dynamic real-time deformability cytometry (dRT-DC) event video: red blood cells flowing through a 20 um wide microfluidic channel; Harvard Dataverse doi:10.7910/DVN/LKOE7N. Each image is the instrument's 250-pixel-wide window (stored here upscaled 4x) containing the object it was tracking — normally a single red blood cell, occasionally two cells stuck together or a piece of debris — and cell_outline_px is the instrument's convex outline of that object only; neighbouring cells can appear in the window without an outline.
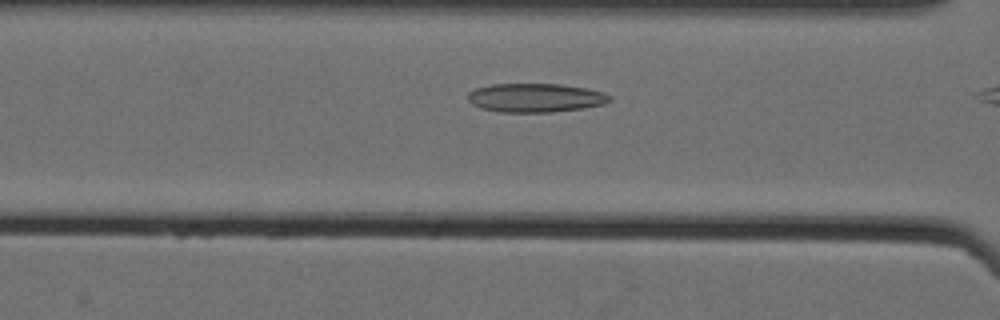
{"species": "Egyptian fruit bat (a non-hibernating species)", "species_latin": "Rousettus aegyptiacus", "temperature_condition": "cold", "stored_images_in_passage": 14, "camera_frame_rate_fps": 3000, "um_per_image_px": 0.085, "animal": {"sex": "female"}, "frame": {"image": 1, "passage_image": 12, "time_ms": 3.667, "image_size_px": [1000, 320], "cell_outline_px": [[612, 100], [604, 104], [580, 108], [552, 112], [500, 112], [480, 108], [472, 104], [468, 100], [468, 92], [476, 88], [492, 84], [560, 84], [588, 88], [604, 92], [612, 96]], "centroid_in_image_um": [45.52, 8.3], "position_along_channel_um": 121.1, "area_um2": 23.93}}